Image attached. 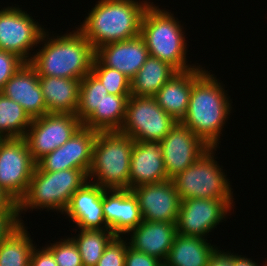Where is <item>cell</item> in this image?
<instances>
[{
    "label": "cell",
    "instance_id": "1",
    "mask_svg": "<svg viewBox=\"0 0 267 266\" xmlns=\"http://www.w3.org/2000/svg\"><path fill=\"white\" fill-rule=\"evenodd\" d=\"M210 71H206L192 86L187 113L180 122L192 130L209 147H218L220 134L226 125L232 104L228 92Z\"/></svg>",
    "mask_w": 267,
    "mask_h": 266
},
{
    "label": "cell",
    "instance_id": "2",
    "mask_svg": "<svg viewBox=\"0 0 267 266\" xmlns=\"http://www.w3.org/2000/svg\"><path fill=\"white\" fill-rule=\"evenodd\" d=\"M98 0L77 29L94 50L104 44L129 40L140 35L142 17L152 2Z\"/></svg>",
    "mask_w": 267,
    "mask_h": 266
},
{
    "label": "cell",
    "instance_id": "3",
    "mask_svg": "<svg viewBox=\"0 0 267 266\" xmlns=\"http://www.w3.org/2000/svg\"><path fill=\"white\" fill-rule=\"evenodd\" d=\"M48 33H43L41 42L44 45L34 52L29 62L38 76L81 80L91 72L95 50L77 28L59 36Z\"/></svg>",
    "mask_w": 267,
    "mask_h": 266
},
{
    "label": "cell",
    "instance_id": "4",
    "mask_svg": "<svg viewBox=\"0 0 267 266\" xmlns=\"http://www.w3.org/2000/svg\"><path fill=\"white\" fill-rule=\"evenodd\" d=\"M153 3L144 12L140 30L149 55L169 63L177 71L198 67L187 61V37L183 24L169 10L160 9Z\"/></svg>",
    "mask_w": 267,
    "mask_h": 266
},
{
    "label": "cell",
    "instance_id": "5",
    "mask_svg": "<svg viewBox=\"0 0 267 266\" xmlns=\"http://www.w3.org/2000/svg\"><path fill=\"white\" fill-rule=\"evenodd\" d=\"M88 181V175L81 169L42 171L37 165L33 171L24 197L18 202V216L34 209L56 210L62 215L71 196ZM24 211V212H23Z\"/></svg>",
    "mask_w": 267,
    "mask_h": 266
},
{
    "label": "cell",
    "instance_id": "6",
    "mask_svg": "<svg viewBox=\"0 0 267 266\" xmlns=\"http://www.w3.org/2000/svg\"><path fill=\"white\" fill-rule=\"evenodd\" d=\"M134 142L120 131L98 132L93 145L88 181L105 189H129Z\"/></svg>",
    "mask_w": 267,
    "mask_h": 266
},
{
    "label": "cell",
    "instance_id": "7",
    "mask_svg": "<svg viewBox=\"0 0 267 266\" xmlns=\"http://www.w3.org/2000/svg\"><path fill=\"white\" fill-rule=\"evenodd\" d=\"M216 147H210L192 165L171 180L180 200L188 198L233 200V189L223 167L215 159Z\"/></svg>",
    "mask_w": 267,
    "mask_h": 266
},
{
    "label": "cell",
    "instance_id": "8",
    "mask_svg": "<svg viewBox=\"0 0 267 266\" xmlns=\"http://www.w3.org/2000/svg\"><path fill=\"white\" fill-rule=\"evenodd\" d=\"M176 123L155 97L130 95L120 132L134 141L160 142Z\"/></svg>",
    "mask_w": 267,
    "mask_h": 266
},
{
    "label": "cell",
    "instance_id": "9",
    "mask_svg": "<svg viewBox=\"0 0 267 266\" xmlns=\"http://www.w3.org/2000/svg\"><path fill=\"white\" fill-rule=\"evenodd\" d=\"M19 6H6L0 10V50L13 52L30 62L34 56L32 51L41 45L46 28Z\"/></svg>",
    "mask_w": 267,
    "mask_h": 266
},
{
    "label": "cell",
    "instance_id": "10",
    "mask_svg": "<svg viewBox=\"0 0 267 266\" xmlns=\"http://www.w3.org/2000/svg\"><path fill=\"white\" fill-rule=\"evenodd\" d=\"M35 166L24 138L0 139V188L17 203L27 192Z\"/></svg>",
    "mask_w": 267,
    "mask_h": 266
},
{
    "label": "cell",
    "instance_id": "11",
    "mask_svg": "<svg viewBox=\"0 0 267 266\" xmlns=\"http://www.w3.org/2000/svg\"><path fill=\"white\" fill-rule=\"evenodd\" d=\"M81 126L82 122L75 114L47 113L32 119L24 137L32 159L37 162L61 147Z\"/></svg>",
    "mask_w": 267,
    "mask_h": 266
},
{
    "label": "cell",
    "instance_id": "12",
    "mask_svg": "<svg viewBox=\"0 0 267 266\" xmlns=\"http://www.w3.org/2000/svg\"><path fill=\"white\" fill-rule=\"evenodd\" d=\"M234 200L188 198L181 200L176 221L177 234L207 239L234 209Z\"/></svg>",
    "mask_w": 267,
    "mask_h": 266
},
{
    "label": "cell",
    "instance_id": "13",
    "mask_svg": "<svg viewBox=\"0 0 267 266\" xmlns=\"http://www.w3.org/2000/svg\"><path fill=\"white\" fill-rule=\"evenodd\" d=\"M169 180L192 165L210 147L191 129L177 122L160 141Z\"/></svg>",
    "mask_w": 267,
    "mask_h": 266
},
{
    "label": "cell",
    "instance_id": "14",
    "mask_svg": "<svg viewBox=\"0 0 267 266\" xmlns=\"http://www.w3.org/2000/svg\"><path fill=\"white\" fill-rule=\"evenodd\" d=\"M97 134L98 131L81 126L67 142L44 155L36 165L42 171L81 169L88 175Z\"/></svg>",
    "mask_w": 267,
    "mask_h": 266
},
{
    "label": "cell",
    "instance_id": "15",
    "mask_svg": "<svg viewBox=\"0 0 267 266\" xmlns=\"http://www.w3.org/2000/svg\"><path fill=\"white\" fill-rule=\"evenodd\" d=\"M130 190L138 200L143 221L176 223L181 200L172 180L144 184Z\"/></svg>",
    "mask_w": 267,
    "mask_h": 266
},
{
    "label": "cell",
    "instance_id": "16",
    "mask_svg": "<svg viewBox=\"0 0 267 266\" xmlns=\"http://www.w3.org/2000/svg\"><path fill=\"white\" fill-rule=\"evenodd\" d=\"M102 207L106 224L116 236H127L143 221L138 200L130 189H105Z\"/></svg>",
    "mask_w": 267,
    "mask_h": 266
},
{
    "label": "cell",
    "instance_id": "17",
    "mask_svg": "<svg viewBox=\"0 0 267 266\" xmlns=\"http://www.w3.org/2000/svg\"><path fill=\"white\" fill-rule=\"evenodd\" d=\"M105 188L87 181L71 196L64 213L77 229H109L104 219L102 200Z\"/></svg>",
    "mask_w": 267,
    "mask_h": 266
},
{
    "label": "cell",
    "instance_id": "18",
    "mask_svg": "<svg viewBox=\"0 0 267 266\" xmlns=\"http://www.w3.org/2000/svg\"><path fill=\"white\" fill-rule=\"evenodd\" d=\"M1 93L20 104L31 119L48 113L37 70L29 62L5 83Z\"/></svg>",
    "mask_w": 267,
    "mask_h": 266
},
{
    "label": "cell",
    "instance_id": "19",
    "mask_svg": "<svg viewBox=\"0 0 267 266\" xmlns=\"http://www.w3.org/2000/svg\"><path fill=\"white\" fill-rule=\"evenodd\" d=\"M149 56L145 41L140 35L129 40L104 44L95 50V57L104 66L118 70L130 80Z\"/></svg>",
    "mask_w": 267,
    "mask_h": 266
},
{
    "label": "cell",
    "instance_id": "20",
    "mask_svg": "<svg viewBox=\"0 0 267 266\" xmlns=\"http://www.w3.org/2000/svg\"><path fill=\"white\" fill-rule=\"evenodd\" d=\"M167 180L160 142L135 141L131 153L129 189Z\"/></svg>",
    "mask_w": 267,
    "mask_h": 266
},
{
    "label": "cell",
    "instance_id": "21",
    "mask_svg": "<svg viewBox=\"0 0 267 266\" xmlns=\"http://www.w3.org/2000/svg\"><path fill=\"white\" fill-rule=\"evenodd\" d=\"M131 232V233H130ZM129 247L164 262L177 235L176 223L142 221L128 233Z\"/></svg>",
    "mask_w": 267,
    "mask_h": 266
},
{
    "label": "cell",
    "instance_id": "22",
    "mask_svg": "<svg viewBox=\"0 0 267 266\" xmlns=\"http://www.w3.org/2000/svg\"><path fill=\"white\" fill-rule=\"evenodd\" d=\"M206 71L201 65L178 71L154 96L158 105L174 120L181 122L187 113L192 86Z\"/></svg>",
    "mask_w": 267,
    "mask_h": 266
},
{
    "label": "cell",
    "instance_id": "23",
    "mask_svg": "<svg viewBox=\"0 0 267 266\" xmlns=\"http://www.w3.org/2000/svg\"><path fill=\"white\" fill-rule=\"evenodd\" d=\"M81 80L39 76L48 113L75 114L79 106Z\"/></svg>",
    "mask_w": 267,
    "mask_h": 266
},
{
    "label": "cell",
    "instance_id": "24",
    "mask_svg": "<svg viewBox=\"0 0 267 266\" xmlns=\"http://www.w3.org/2000/svg\"><path fill=\"white\" fill-rule=\"evenodd\" d=\"M208 241L199 236L177 234L163 266H207L218 248Z\"/></svg>",
    "mask_w": 267,
    "mask_h": 266
},
{
    "label": "cell",
    "instance_id": "25",
    "mask_svg": "<svg viewBox=\"0 0 267 266\" xmlns=\"http://www.w3.org/2000/svg\"><path fill=\"white\" fill-rule=\"evenodd\" d=\"M178 71L169 63L149 56L130 80L131 95L154 97L159 89Z\"/></svg>",
    "mask_w": 267,
    "mask_h": 266
},
{
    "label": "cell",
    "instance_id": "26",
    "mask_svg": "<svg viewBox=\"0 0 267 266\" xmlns=\"http://www.w3.org/2000/svg\"><path fill=\"white\" fill-rule=\"evenodd\" d=\"M130 95L107 94L83 122L82 126L98 132L120 131L126 116V105Z\"/></svg>",
    "mask_w": 267,
    "mask_h": 266
},
{
    "label": "cell",
    "instance_id": "27",
    "mask_svg": "<svg viewBox=\"0 0 267 266\" xmlns=\"http://www.w3.org/2000/svg\"><path fill=\"white\" fill-rule=\"evenodd\" d=\"M22 223L0 243V266H30V257L35 242Z\"/></svg>",
    "mask_w": 267,
    "mask_h": 266
},
{
    "label": "cell",
    "instance_id": "28",
    "mask_svg": "<svg viewBox=\"0 0 267 266\" xmlns=\"http://www.w3.org/2000/svg\"><path fill=\"white\" fill-rule=\"evenodd\" d=\"M31 122L20 104L0 92V139L24 138Z\"/></svg>",
    "mask_w": 267,
    "mask_h": 266
},
{
    "label": "cell",
    "instance_id": "29",
    "mask_svg": "<svg viewBox=\"0 0 267 266\" xmlns=\"http://www.w3.org/2000/svg\"><path fill=\"white\" fill-rule=\"evenodd\" d=\"M70 237L78 248L83 266H96L106 246L116 236L111 230L79 229Z\"/></svg>",
    "mask_w": 267,
    "mask_h": 266
},
{
    "label": "cell",
    "instance_id": "30",
    "mask_svg": "<svg viewBox=\"0 0 267 266\" xmlns=\"http://www.w3.org/2000/svg\"><path fill=\"white\" fill-rule=\"evenodd\" d=\"M109 94L100 80L89 72L81 79L79 106L76 115L83 122L96 108H99L101 101Z\"/></svg>",
    "mask_w": 267,
    "mask_h": 266
},
{
    "label": "cell",
    "instance_id": "31",
    "mask_svg": "<svg viewBox=\"0 0 267 266\" xmlns=\"http://www.w3.org/2000/svg\"><path fill=\"white\" fill-rule=\"evenodd\" d=\"M91 72L100 80L109 94L131 95L130 79L114 68L104 66L96 57Z\"/></svg>",
    "mask_w": 267,
    "mask_h": 266
},
{
    "label": "cell",
    "instance_id": "32",
    "mask_svg": "<svg viewBox=\"0 0 267 266\" xmlns=\"http://www.w3.org/2000/svg\"><path fill=\"white\" fill-rule=\"evenodd\" d=\"M49 244L46 247L52 252L58 266H83L78 248L70 237Z\"/></svg>",
    "mask_w": 267,
    "mask_h": 266
},
{
    "label": "cell",
    "instance_id": "33",
    "mask_svg": "<svg viewBox=\"0 0 267 266\" xmlns=\"http://www.w3.org/2000/svg\"><path fill=\"white\" fill-rule=\"evenodd\" d=\"M124 236H115L106 246L96 266H125L126 250L129 246Z\"/></svg>",
    "mask_w": 267,
    "mask_h": 266
},
{
    "label": "cell",
    "instance_id": "34",
    "mask_svg": "<svg viewBox=\"0 0 267 266\" xmlns=\"http://www.w3.org/2000/svg\"><path fill=\"white\" fill-rule=\"evenodd\" d=\"M25 61L17 54L0 50V92L5 83L20 69Z\"/></svg>",
    "mask_w": 267,
    "mask_h": 266
},
{
    "label": "cell",
    "instance_id": "35",
    "mask_svg": "<svg viewBox=\"0 0 267 266\" xmlns=\"http://www.w3.org/2000/svg\"><path fill=\"white\" fill-rule=\"evenodd\" d=\"M125 266H163V262L154 256L138 252L128 246Z\"/></svg>",
    "mask_w": 267,
    "mask_h": 266
},
{
    "label": "cell",
    "instance_id": "36",
    "mask_svg": "<svg viewBox=\"0 0 267 266\" xmlns=\"http://www.w3.org/2000/svg\"><path fill=\"white\" fill-rule=\"evenodd\" d=\"M21 224L18 213H0V243Z\"/></svg>",
    "mask_w": 267,
    "mask_h": 266
},
{
    "label": "cell",
    "instance_id": "37",
    "mask_svg": "<svg viewBox=\"0 0 267 266\" xmlns=\"http://www.w3.org/2000/svg\"><path fill=\"white\" fill-rule=\"evenodd\" d=\"M34 247L31 257L30 266H58L52 252L45 246L36 248Z\"/></svg>",
    "mask_w": 267,
    "mask_h": 266
},
{
    "label": "cell",
    "instance_id": "38",
    "mask_svg": "<svg viewBox=\"0 0 267 266\" xmlns=\"http://www.w3.org/2000/svg\"><path fill=\"white\" fill-rule=\"evenodd\" d=\"M217 248L208 260L207 266H233V253Z\"/></svg>",
    "mask_w": 267,
    "mask_h": 266
},
{
    "label": "cell",
    "instance_id": "39",
    "mask_svg": "<svg viewBox=\"0 0 267 266\" xmlns=\"http://www.w3.org/2000/svg\"><path fill=\"white\" fill-rule=\"evenodd\" d=\"M0 213H18V203L1 188Z\"/></svg>",
    "mask_w": 267,
    "mask_h": 266
},
{
    "label": "cell",
    "instance_id": "40",
    "mask_svg": "<svg viewBox=\"0 0 267 266\" xmlns=\"http://www.w3.org/2000/svg\"><path fill=\"white\" fill-rule=\"evenodd\" d=\"M267 260V259H266ZM263 266H267V261H265ZM233 266H260L254 260L247 258L246 256L233 254Z\"/></svg>",
    "mask_w": 267,
    "mask_h": 266
}]
</instances>
